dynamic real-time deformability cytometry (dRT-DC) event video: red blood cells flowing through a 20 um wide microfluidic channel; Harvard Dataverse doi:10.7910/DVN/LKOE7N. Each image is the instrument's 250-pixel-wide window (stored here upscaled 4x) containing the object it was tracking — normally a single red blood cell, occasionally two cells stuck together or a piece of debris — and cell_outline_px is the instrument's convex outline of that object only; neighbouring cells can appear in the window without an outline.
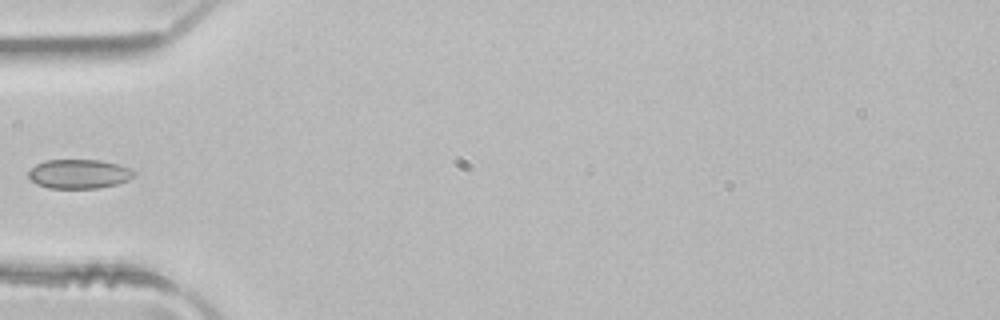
{"species": "common noctule bat (a hibernating species)", "species_latin": "Nyctalus noctula", "temperature_condition": "room temperature", "stored_images_in_passage": 3, "camera_frame_rate_fps": 3000, "um_per_image_px": 0.085, "animal": {"sex": "male", "body_mass_g": 21.5, "forearm_length_mm": 52.0}, "frame": {"image": 1, "passage_image": 3, "time_ms": 0.667, "image_size_px": [1000, 320], "cell_outline_px": [[136, 172], [128, 180], [116, 184], [96, 188], [48, 188], [36, 184], [28, 176], [28, 172], [36, 164], [44, 160], [100, 160], [132, 168]], "centroid_in_image_um": [6.7, 14.78], "position_along_channel_um": 78.3, "area_um2": 17.92}}